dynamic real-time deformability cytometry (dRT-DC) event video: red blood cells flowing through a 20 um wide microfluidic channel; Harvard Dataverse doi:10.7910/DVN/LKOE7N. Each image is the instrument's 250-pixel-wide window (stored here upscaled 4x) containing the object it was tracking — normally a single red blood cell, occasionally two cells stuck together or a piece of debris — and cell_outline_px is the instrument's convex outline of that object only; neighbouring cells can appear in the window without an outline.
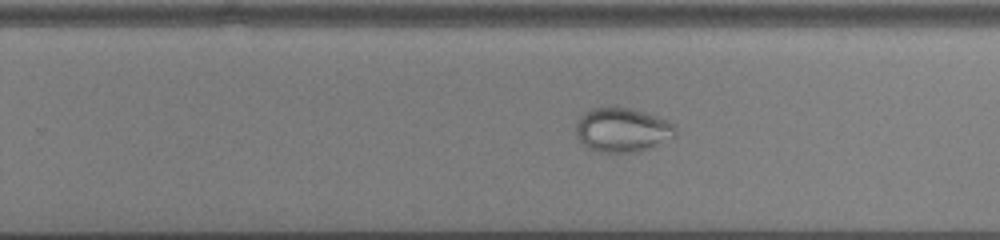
{"species": "common noctule bat (a hibernating species)", "species_latin": "Nyctalus noctula", "temperature_condition": "cold", "stored_images_in_passage": 46, "camera_frame_rate_fps": 3000, "um_per_image_px": 0.085, "animal": {"sex": "male", "body_mass_g": 13.0, "forearm_length_mm": 53.1}, "frame": {"image": 1, "passage_image": 27, "time_ms": 8.667, "image_size_px": [1000, 240], "cell_outline_px": [[676, 136], [652, 148], [640, 152], [600, 152], [588, 148], [576, 136], [576, 124], [580, 116], [584, 112], [592, 108], [612, 104], [632, 108], [656, 116], [672, 124], [676, 128]], "centroid_in_image_um": [52.88, 11.02], "position_along_channel_um": 276.9, "area_um2": 26.18}}
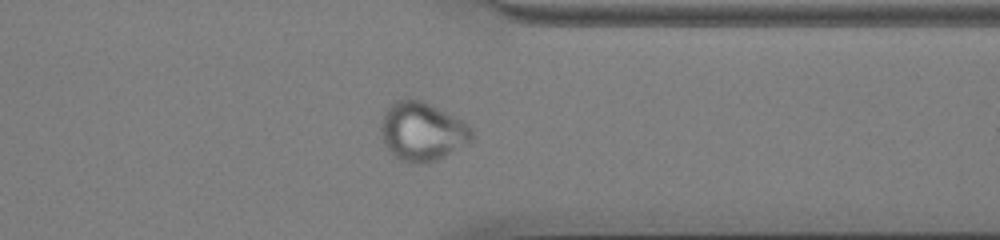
{"frame": {"image": 2, "passage_image": 35, "time_ms": 11.333, "image_size_px": [1000, 240], "cell_outline_px": [[472, 140], [468, 144], [428, 164], [408, 164], [400, 160], [384, 144], [380, 136], [380, 124], [384, 112], [396, 100], [408, 96], [412, 96], [468, 124], [472, 132]], "centroid_in_image_um": [35.84, 11.19], "position_along_channel_um": 375.6, "area_um2": 31.21}}
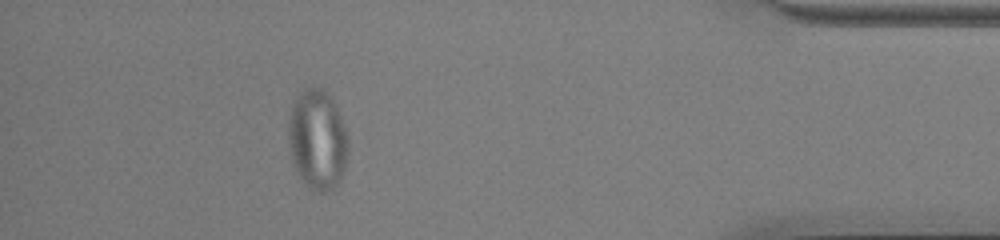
{"frame": {"image": 3, "passage_image": 41, "time_ms": 13.333, "image_size_px": [1000, 240], "cell_outline_px": [[348, 152], [344, 168], [340, 180], [332, 188], [324, 192], [316, 192], [308, 188], [304, 184], [292, 160], [288, 148], [288, 116], [292, 104], [296, 96], [304, 88], [324, 88], [332, 96], [340, 116], [344, 128], [348, 144]], "centroid_in_image_um": [26.95, 11.84], "position_along_channel_um": 408.2, "area_um2": 35.08}}